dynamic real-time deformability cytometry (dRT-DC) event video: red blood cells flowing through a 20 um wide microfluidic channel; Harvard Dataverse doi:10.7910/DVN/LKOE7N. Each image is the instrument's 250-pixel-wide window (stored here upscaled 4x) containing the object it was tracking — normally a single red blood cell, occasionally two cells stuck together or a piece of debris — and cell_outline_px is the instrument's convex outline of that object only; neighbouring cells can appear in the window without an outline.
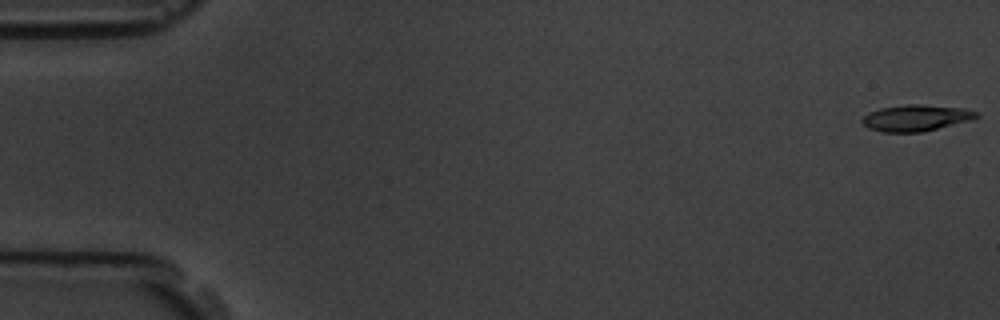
{"species": "common noctule bat (a hibernating species)", "species_latin": "Nyctalus noctula", "temperature_condition": "room temperature", "stored_images_in_passage": 58, "camera_frame_rate_fps": 3000, "um_per_image_px": 0.085, "animal": {"sex": "male", "body_mass_g": 19.5, "forearm_length_mm": 54.6}, "frame": {"image": 1, "passage_image": 1, "time_ms": 0.0, "image_size_px": [1000, 320], "cell_outline_px": [[980, 116], [972, 120], [920, 132], [884, 132], [868, 128], [860, 120], [868, 112], [880, 108], [904, 104], [920, 104], [964, 108], [976, 112]], "centroid_in_image_um": [77.84, 10.01], "position_along_channel_um": 7.2, "area_um2": 17.51}}
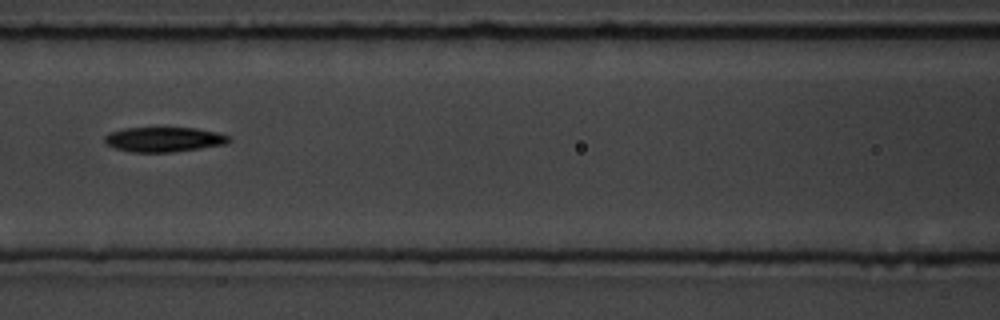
{"frame": {"image": 2, "passage_image": 26, "time_ms": 8.333, "image_size_px": [1000, 320], "cell_outline_px": [[232, 140], [224, 144], [200, 148], [172, 152], [132, 152], [116, 148], [104, 144], [104, 136], [108, 132], [124, 128], [196, 128], [220, 132], [232, 136]], "centroid_in_image_um": [13.94, 11.84], "position_along_channel_um": 152.7, "area_um2": 18.15}}
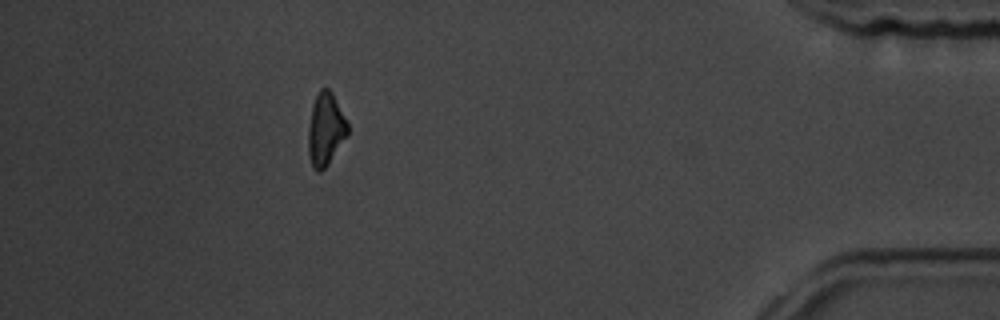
{"frame": {"image": 3, "passage_image": 52, "time_ms": 17.0, "image_size_px": [1000, 320], "cell_outline_px": [[348, 136], [328, 164], [320, 172], [316, 172], [312, 164], [308, 152], [308, 128], [312, 104], [320, 88], [328, 88], [332, 92], [348, 124]], "centroid_in_image_um": [27.67, 10.99], "position_along_channel_um": 407.5, "area_um2": 16.7}, "authors_computed_cell_mechanics": {"area_um2": 17.6579, "velocity_mm_per_s": 3.5406, "shape_relaxation_time_tau1_ms": 4.8331, "shape_relaxation_time_tau2_ms": null, "deformation_change_tau1": 0.1307, "deformation_change_tau2": null}}